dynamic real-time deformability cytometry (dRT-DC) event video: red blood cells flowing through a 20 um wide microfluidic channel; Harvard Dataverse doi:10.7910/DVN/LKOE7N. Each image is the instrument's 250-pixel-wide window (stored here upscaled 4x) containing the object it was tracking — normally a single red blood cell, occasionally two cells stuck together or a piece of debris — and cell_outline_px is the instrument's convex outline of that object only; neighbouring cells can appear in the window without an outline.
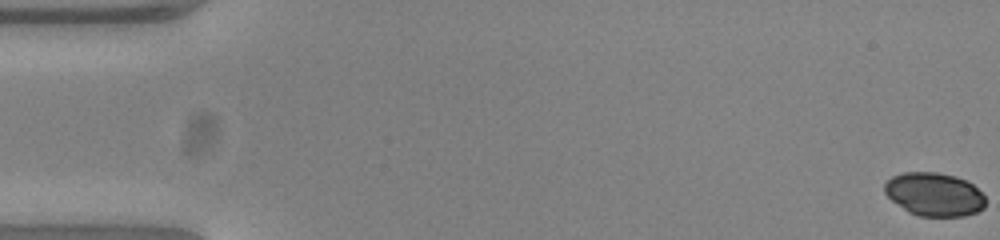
{"species": "common noctule bat (a hibernating species)", "species_latin": "Nyctalus noctula", "temperature_condition": "warm", "stored_images_in_passage": 54, "camera_frame_rate_fps": 3000, "um_per_image_px": 0.085, "animal": {"sex": "female", "body_mass_g": 23.0, "forearm_length_mm": 53.4}, "frame": {"image": 1, "passage_image": 1, "time_ms": 0.0, "image_size_px": [1000, 240], "cell_outline_px": [[984, 208], [976, 212], [964, 216], [920, 216], [908, 212], [892, 200], [884, 192], [884, 184], [892, 176], [904, 172], [936, 172], [956, 176], [968, 180], [984, 196]], "centroid_in_image_um": [79.4, 16.51], "position_along_channel_um": 5.6, "area_um2": 25.49}}
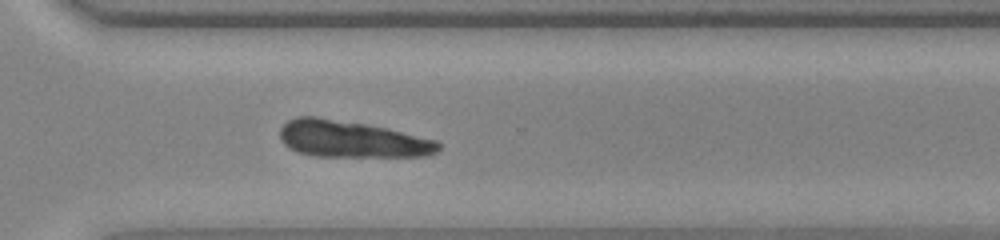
{"frame": {"image": 2, "passage_image": 39, "time_ms": 12.667, "image_size_px": [1000, 240], "cell_outline_px": [[440, 148], [436, 152], [428, 156], [316, 156], [300, 152], [288, 148], [280, 140], [280, 128], [288, 120], [296, 116], [316, 116], [388, 128], [436, 140], [440, 144]], "centroid_in_image_um": [29.87, 11.82], "position_along_channel_um": 340.7, "area_um2": 33.81}}
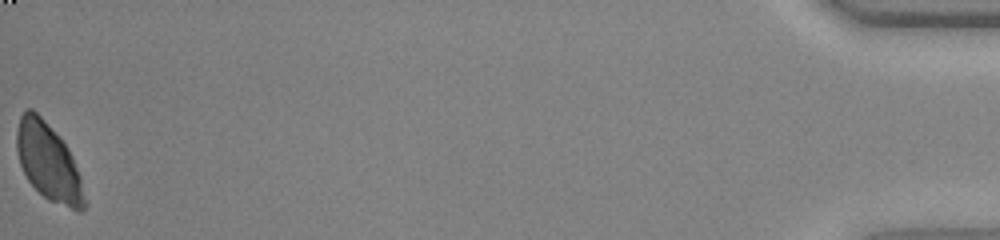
{"frame": {"image": 3, "passage_image": 54, "time_ms": 17.667, "image_size_px": [1000, 240], "cell_outline_px": [[88, 204], [84, 212], [80, 212], [48, 200], [28, 180], [20, 164], [16, 148], [16, 132], [20, 116], [24, 108], [32, 108], [60, 136], [68, 148], [72, 156], [80, 176]], "centroid_in_image_um": [4.14, 13.79], "position_along_channel_um": 431.1, "area_um2": 30.75}}